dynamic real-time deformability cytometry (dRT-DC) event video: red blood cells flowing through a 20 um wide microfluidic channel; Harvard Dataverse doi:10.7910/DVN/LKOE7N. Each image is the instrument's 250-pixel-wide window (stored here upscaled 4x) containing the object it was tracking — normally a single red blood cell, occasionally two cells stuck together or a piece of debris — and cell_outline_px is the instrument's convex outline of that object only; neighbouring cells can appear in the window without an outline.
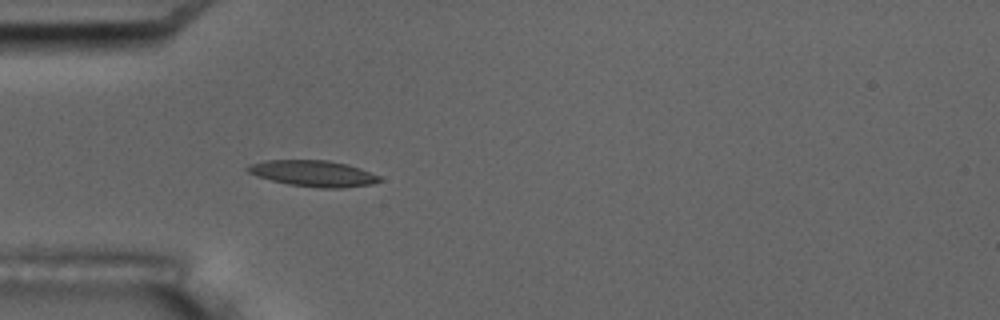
{"species": "common noctule bat (a hibernating species)", "species_latin": "Nyctalus noctula", "temperature_condition": "room temperature", "stored_images_in_passage": 5, "camera_frame_rate_fps": 3000, "um_per_image_px": 0.085, "animal": {"sex": "male", "body_mass_g": 17.5, "forearm_length_mm": 52.3}, "frame": {"image": 1, "passage_image": 5, "time_ms": 5.667, "image_size_px": [1000, 320], "cell_outline_px": [[384, 180], [372, 184], [340, 188], [320, 188], [288, 184], [256, 176], [248, 172], [244, 168], [248, 164], [268, 160], [328, 160], [348, 164], [360, 168], [380, 176]], "centroid_in_image_um": [26.63, 14.74], "position_along_channel_um": 58.4, "area_um2": 20.17}}